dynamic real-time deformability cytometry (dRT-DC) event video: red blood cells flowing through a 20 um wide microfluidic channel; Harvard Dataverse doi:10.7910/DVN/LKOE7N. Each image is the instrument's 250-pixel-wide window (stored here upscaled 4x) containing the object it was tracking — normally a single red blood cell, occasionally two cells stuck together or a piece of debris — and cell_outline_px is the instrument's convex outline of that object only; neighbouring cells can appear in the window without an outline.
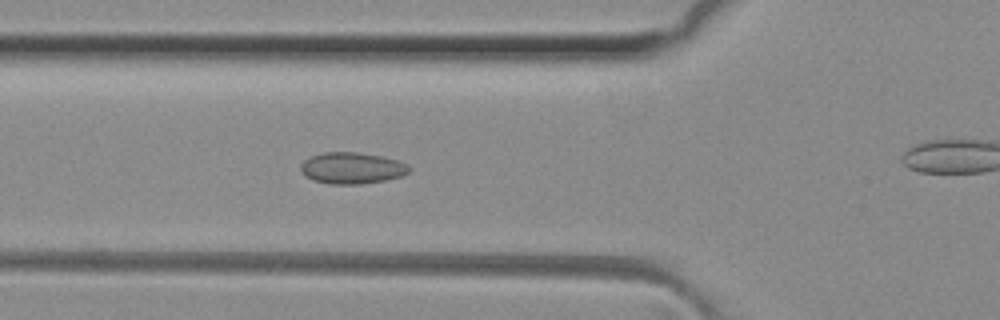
{"species": "common noctule bat (a hibernating species)", "species_latin": "Nyctalus noctula", "temperature_condition": "room temperature", "stored_images_in_passage": 32, "camera_frame_rate_fps": 3000, "um_per_image_px": 0.085, "animal": {"sex": "female", "body_mass_g": 29.2, "forearm_length_mm": 56.3}, "frame": {"image": 1, "passage_image": 9, "time_ms": 2.667, "image_size_px": [1000, 320], "cell_outline_px": [[412, 168], [408, 172], [400, 176], [384, 180], [360, 184], [328, 184], [312, 180], [300, 168], [300, 164], [304, 160], [312, 156], [324, 152], [360, 152], [380, 156], [396, 160], [408, 164]], "centroid_in_image_um": [29.92, 14.28], "position_along_channel_um": 95.9, "area_um2": 19.71}}
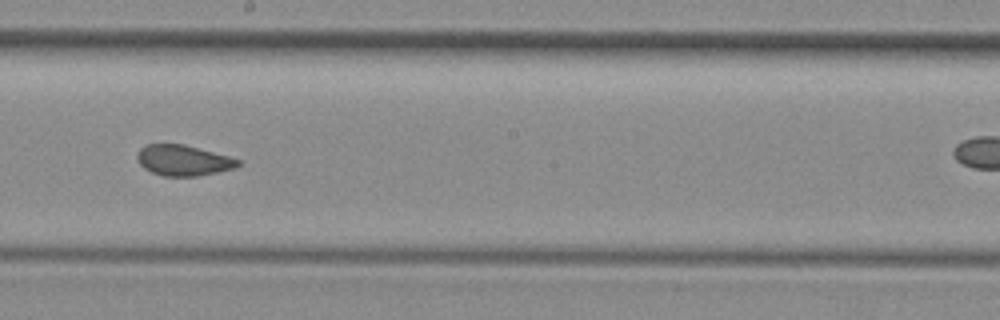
{"frame": {"image": 2, "passage_image": 19, "time_ms": 6.0, "image_size_px": [1000, 320], "cell_outline_px": [[244, 164], [236, 168], [196, 176], [164, 176], [152, 172], [144, 168], [140, 164], [136, 156], [140, 148], [148, 144], [184, 144], [228, 156], [240, 160]], "centroid_in_image_um": [15.6, 13.63], "position_along_channel_um": 232.6, "area_um2": 17.98}}
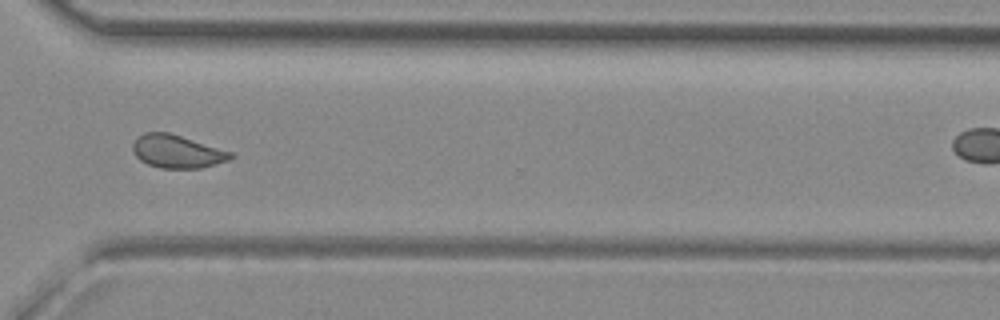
{"frame": {"image": 3, "passage_image": 28, "time_ms": 9.0, "image_size_px": [1000, 320], "cell_outline_px": [[236, 156], [228, 160], [200, 168], [160, 168], [148, 164], [140, 160], [136, 156], [132, 148], [132, 144], [136, 136], [144, 132], [168, 132], [232, 152]], "centroid_in_image_um": [15.02, 12.87], "position_along_channel_um": 355.6, "area_um2": 18.79}}